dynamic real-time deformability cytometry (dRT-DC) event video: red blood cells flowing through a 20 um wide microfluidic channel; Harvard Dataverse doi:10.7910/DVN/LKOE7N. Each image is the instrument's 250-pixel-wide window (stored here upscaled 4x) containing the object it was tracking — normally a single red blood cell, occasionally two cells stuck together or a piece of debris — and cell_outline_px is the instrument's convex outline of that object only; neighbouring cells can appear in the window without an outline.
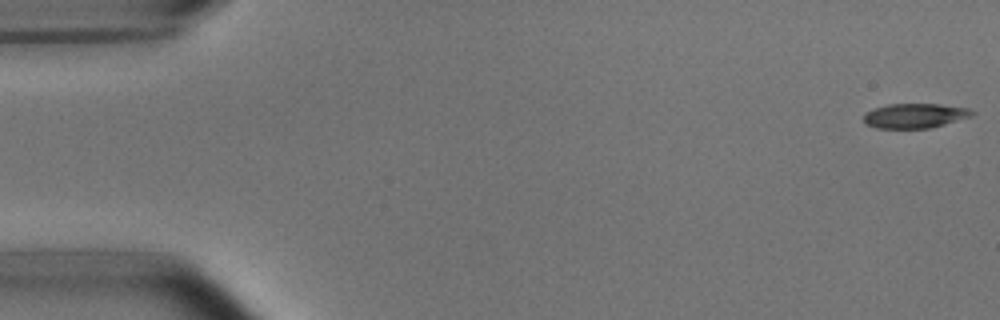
{"species": "common noctule bat (a hibernating species)", "species_latin": "Nyctalus noctula", "temperature_condition": "room temperature", "stored_images_in_passage": 49, "camera_frame_rate_fps": 3000, "um_per_image_px": 0.085, "animal": {"sex": "male", "body_mass_g": 15.6}, "frame": {"image": 1, "passage_image": 1, "time_ms": 0.0, "image_size_px": [1000, 320], "cell_outline_px": [[976, 112], [972, 116], [944, 124], [928, 128], [876, 128], [864, 124], [864, 112], [872, 108], [888, 104], [940, 104], [968, 108]], "centroid_in_image_um": [77.72, 9.83], "position_along_channel_um": 7.3, "area_um2": 15.66}}
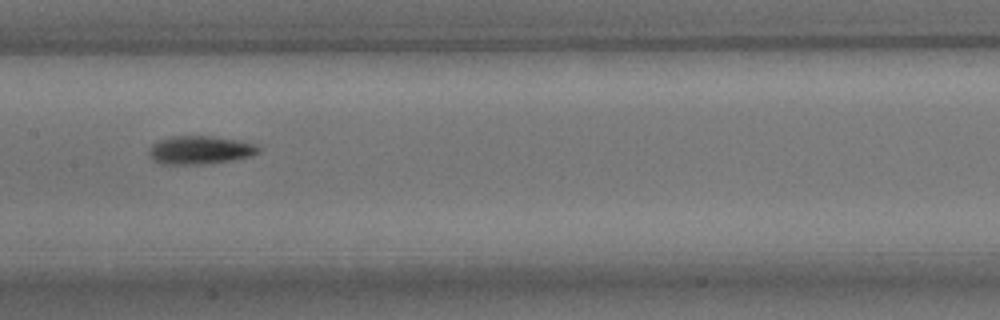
{"frame": {"image": 2, "passage_image": 26, "time_ms": 8.333, "image_size_px": [1000, 320], "cell_outline_px": [[260, 152], [252, 156], [232, 160], [204, 164], [160, 164], [152, 160], [148, 156], [148, 152], [152, 144], [156, 140], [172, 136], [212, 136], [240, 140], [256, 144], [260, 148]], "centroid_in_image_um": [16.99, 12.75], "position_along_channel_um": 190.4, "area_um2": 18.38}}
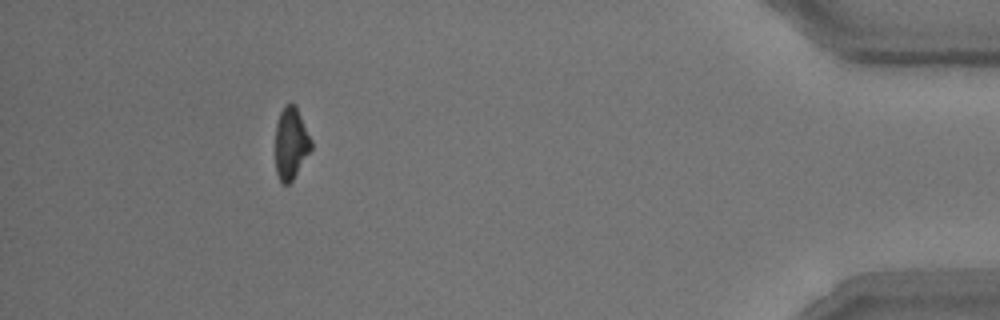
{"frame": {"image": 3, "passage_image": 48, "time_ms": 15.667, "image_size_px": [1000, 320], "cell_outline_px": [[312, 148], [292, 180], [288, 184], [284, 184], [280, 180], [276, 172], [276, 124], [280, 112], [284, 104], [296, 104], [312, 140]], "centroid_in_image_um": [24.74, 12.14], "position_along_channel_um": 410.5, "area_um2": 14.97}}